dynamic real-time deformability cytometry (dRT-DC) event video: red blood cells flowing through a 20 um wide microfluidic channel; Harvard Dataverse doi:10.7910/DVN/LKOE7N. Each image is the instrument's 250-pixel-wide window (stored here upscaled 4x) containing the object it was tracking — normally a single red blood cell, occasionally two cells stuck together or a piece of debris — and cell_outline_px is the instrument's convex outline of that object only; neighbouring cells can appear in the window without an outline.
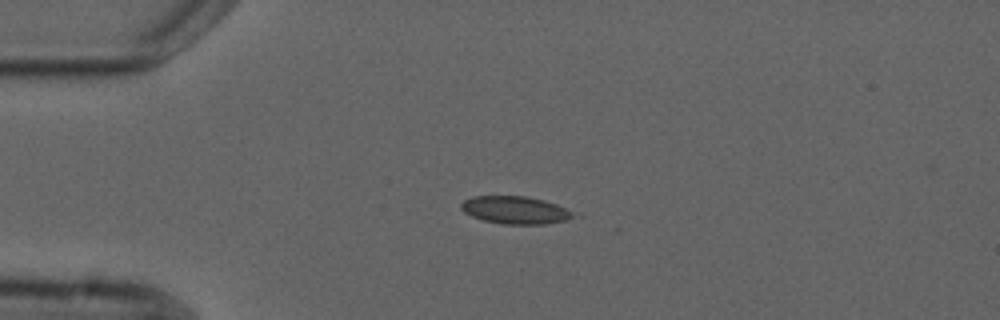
{"species": "common noctule bat (a hibernating species)", "species_latin": "Nyctalus noctula", "temperature_condition": "cold", "stored_images_in_passage": 3, "camera_frame_rate_fps": 3000, "um_per_image_px": 0.085, "animal": {"sex": "male", "forearm_length_mm": 52.5}, "frame": {"image": 1, "passage_image": 3, "time_ms": 3.0, "image_size_px": [1000, 320], "cell_outline_px": [[572, 216], [564, 220], [544, 224], [504, 224], [484, 220], [472, 216], [464, 212], [460, 208], [460, 204], [464, 200], [472, 196], [524, 196], [544, 200], [556, 204], [572, 212]], "centroid_in_image_um": [43.72, 17.84], "position_along_channel_um": 41.3, "area_um2": 17.74}}